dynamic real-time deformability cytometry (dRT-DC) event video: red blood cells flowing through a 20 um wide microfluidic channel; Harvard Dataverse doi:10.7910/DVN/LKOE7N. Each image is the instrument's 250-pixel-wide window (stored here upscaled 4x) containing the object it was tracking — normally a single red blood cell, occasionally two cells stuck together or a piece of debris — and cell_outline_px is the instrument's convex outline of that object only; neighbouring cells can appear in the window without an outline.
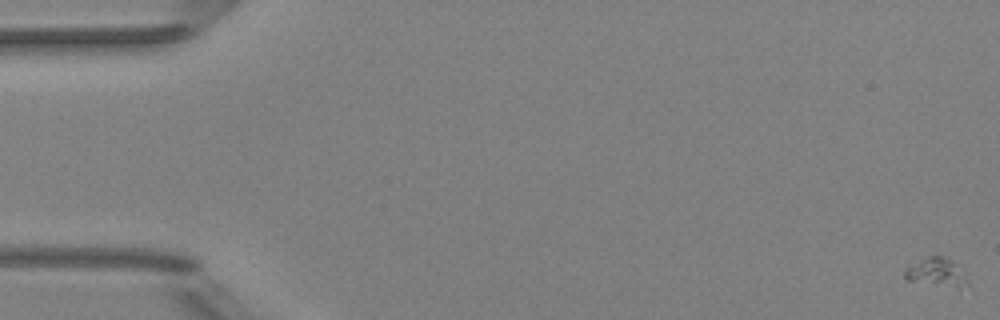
{"species": "Egyptian fruit bat (a non-hibernating species)", "species_latin": "Rousettus aegyptiacus", "temperature_condition": "room temperature", "stored_images_in_passage": 54, "camera_frame_rate_fps": 3000, "um_per_image_px": 0.085, "animal": {"sex": "female"}, "frame": {"image": 1, "passage_image": 1, "time_ms": 0.0, "image_size_px": [1000, 320], "cell_outline_px": [[968, 284], [960, 292], [908, 280], [904, 276], [904, 268], [932, 256], [940, 256], [948, 260], [964, 272], [968, 280]], "centroid_in_image_um": [79.67, 23.28], "position_along_channel_um": 5.3, "area_um2": 10.69}}
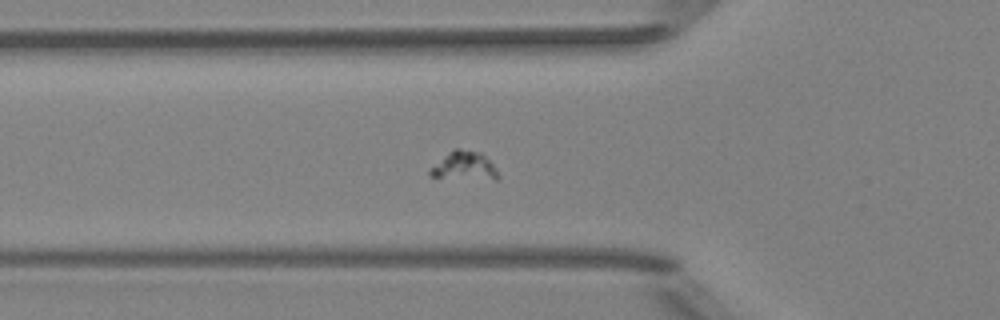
{"frame": {"image": 2, "passage_image": 20, "time_ms": 6.333, "image_size_px": [1000, 320], "cell_outline_px": [[500, 176], [496, 180], [428, 176], [428, 172], [452, 148], [460, 148], [480, 152], [496, 168]], "centroid_in_image_um": [39.5, 14.1], "position_along_channel_um": 86.3, "area_um2": 11.16}}
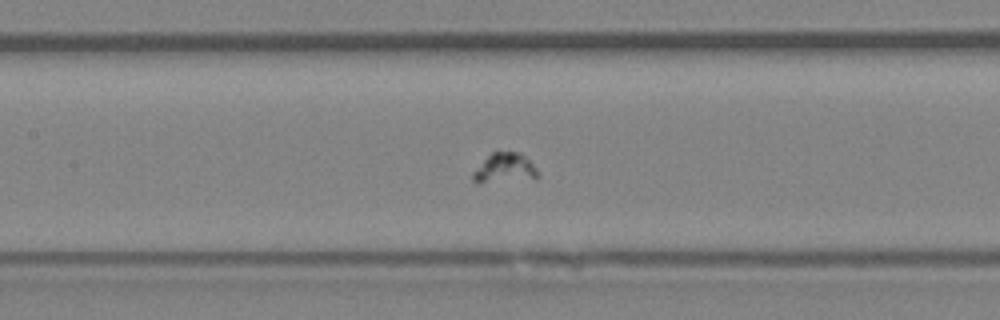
{"frame": {"image": 3, "passage_image": 26, "time_ms": 8.333, "image_size_px": [1000, 320], "cell_outline_px": [[540, 176], [536, 180], [480, 184], [472, 180], [472, 172], [492, 152], [520, 152], [536, 168]], "centroid_in_image_um": [42.92, 14.36], "position_along_channel_um": 164.5, "area_um2": 11.68}}